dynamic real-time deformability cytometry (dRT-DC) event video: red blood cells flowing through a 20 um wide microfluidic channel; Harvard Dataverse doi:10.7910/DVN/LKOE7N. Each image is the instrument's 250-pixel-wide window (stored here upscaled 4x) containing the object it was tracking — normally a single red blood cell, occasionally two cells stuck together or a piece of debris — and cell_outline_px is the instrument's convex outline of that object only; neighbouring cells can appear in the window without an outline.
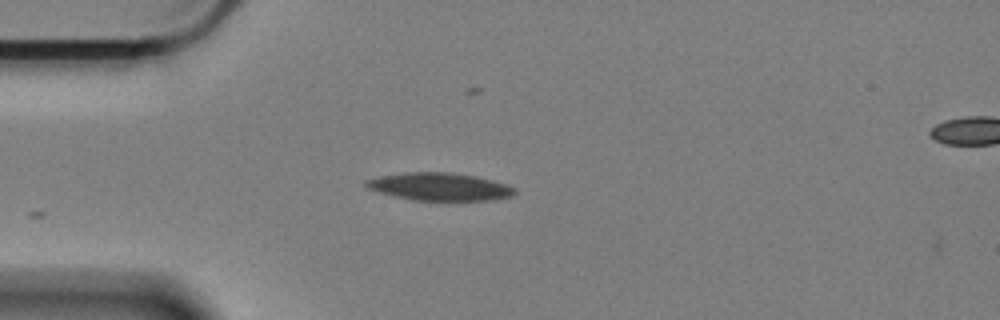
{"species": "Egyptian fruit bat (a non-hibernating species)", "species_latin": "Rousettus aegyptiacus", "temperature_condition": "cold", "stored_images_in_passage": 7, "camera_frame_rate_fps": 3000, "um_per_image_px": 0.085, "animal": {"sex": "female"}, "frame": {"image": 1, "passage_image": 1, "time_ms": 0.0, "image_size_px": [1000, 320], "cell_outline_px": [[516, 192], [512, 196], [492, 200], [412, 200], [392, 196], [364, 188], [364, 180], [380, 176], [404, 172], [448, 172], [476, 176], [504, 184], [516, 188]], "centroid_in_image_um": [37.29, 15.87], "position_along_channel_um": 47.7, "area_um2": 24.1}}
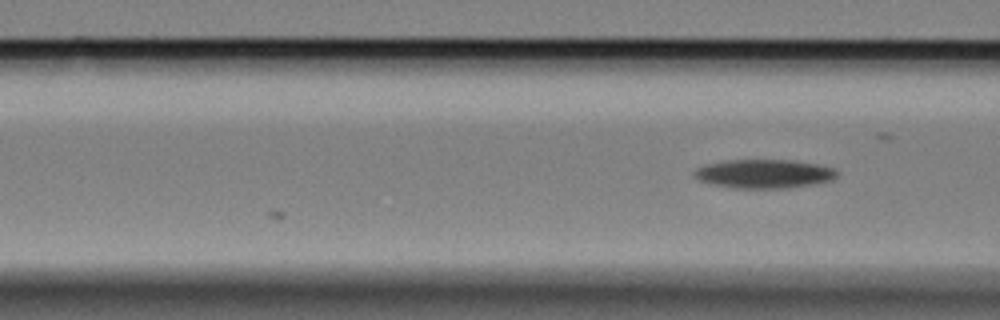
{"frame": {"image": 2, "passage_image": 7, "time_ms": 2.0, "image_size_px": [1000, 320], "cell_outline_px": [[836, 176], [832, 180], [816, 184], [788, 188], [736, 188], [716, 184], [700, 180], [692, 176], [692, 172], [696, 168], [704, 164], [724, 160], [792, 160], [816, 164], [832, 168], [836, 172]], "centroid_in_image_um": [64.91, 14.76], "position_along_channel_um": 101.7, "area_um2": 23.93}}